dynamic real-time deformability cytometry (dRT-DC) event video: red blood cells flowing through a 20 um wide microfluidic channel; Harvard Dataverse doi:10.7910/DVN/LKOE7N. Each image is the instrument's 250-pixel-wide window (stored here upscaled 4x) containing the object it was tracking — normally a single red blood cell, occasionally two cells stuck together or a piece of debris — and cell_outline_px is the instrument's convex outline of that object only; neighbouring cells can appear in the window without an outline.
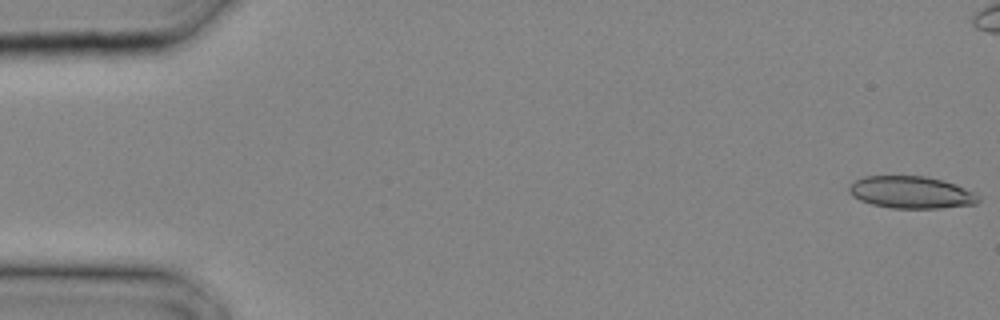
{"species": "common noctule bat (a hibernating species)", "species_latin": "Nyctalus noctula", "temperature_condition": "cold", "stored_images_in_passage": 13, "camera_frame_rate_fps": 3000, "um_per_image_px": 0.085, "animal": {"sex": "male", "body_mass_g": 20.4}, "frame": {"image": 1, "passage_image": 1, "time_ms": 0.0, "image_size_px": [1000, 320], "cell_outline_px": [[980, 200], [976, 204], [940, 208], [892, 208], [872, 204], [860, 200], [852, 196], [848, 188], [856, 180], [864, 176], [924, 176], [944, 180], [956, 184], [980, 196]], "centroid_in_image_um": [77.46, 16.35], "position_along_channel_um": 7.5, "area_um2": 24.16}}
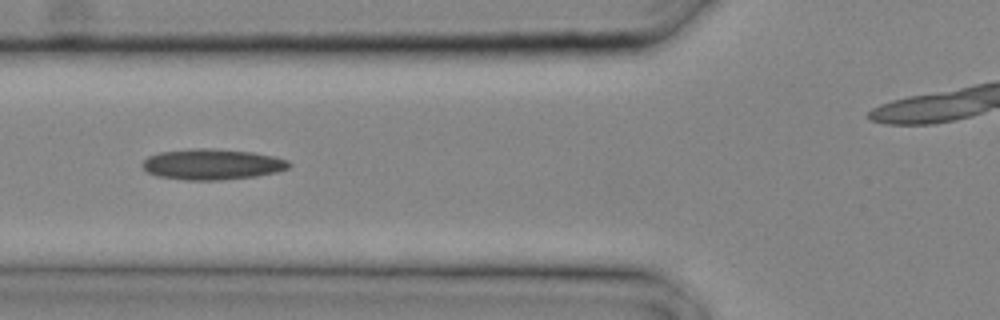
{"frame": {"image": 2, "passage_image": 11, "time_ms": 3.333, "image_size_px": [1000, 320], "cell_outline_px": [[292, 164], [288, 168], [276, 172], [256, 176], [220, 180], [184, 180], [156, 176], [148, 172], [144, 168], [144, 160], [148, 156], [160, 152], [188, 148], [212, 148], [252, 152], [276, 156], [288, 160]], "centroid_in_image_um": [18.05, 13.96], "position_along_channel_um": 107.7, "area_um2": 26.41}}